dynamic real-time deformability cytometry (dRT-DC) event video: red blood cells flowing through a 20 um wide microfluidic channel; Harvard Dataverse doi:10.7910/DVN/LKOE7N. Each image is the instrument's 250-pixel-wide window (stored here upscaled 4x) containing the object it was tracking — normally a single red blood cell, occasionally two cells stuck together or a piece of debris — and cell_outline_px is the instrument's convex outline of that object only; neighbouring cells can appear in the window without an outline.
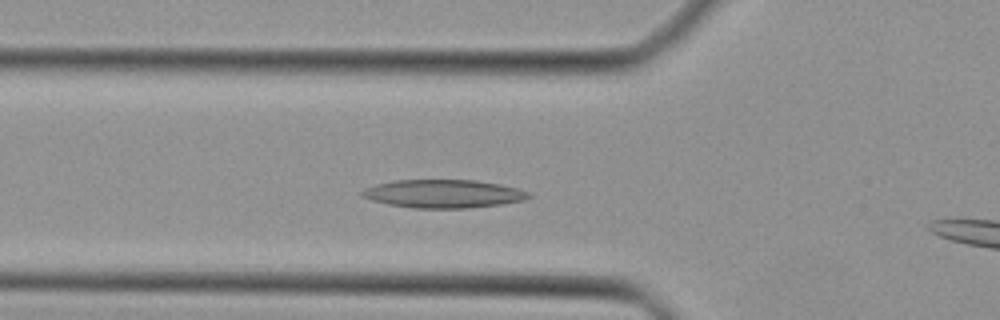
{"species": "Egyptian fruit bat (a non-hibernating species)", "species_latin": "Rousettus aegyptiacus", "temperature_condition": "cold", "stored_images_in_passage": 28, "camera_frame_rate_fps": 3000, "um_per_image_px": 0.085, "animal": {"sex": "female"}, "frame": {"image": 1, "passage_image": 6, "time_ms": 1.667, "image_size_px": [1000, 320], "cell_outline_px": [[532, 196], [524, 200], [500, 204], [468, 208], [412, 208], [388, 204], [372, 200], [360, 196], [360, 192], [364, 188], [376, 184], [392, 180], [476, 180], [500, 184], [516, 188], [528, 192]], "centroid_in_image_um": [37.65, 16.46], "position_along_channel_um": 88.2, "area_um2": 27.46}}
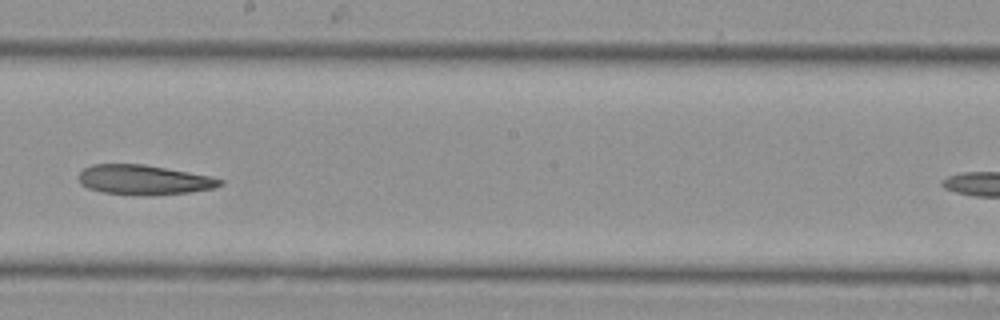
{"frame": {"image": 2, "passage_image": 16, "time_ms": 5.0, "image_size_px": [1000, 320], "cell_outline_px": [[224, 184], [216, 188], [188, 192], [104, 192], [88, 188], [80, 184], [80, 172], [84, 168], [92, 164], [144, 164], [188, 172], [208, 176], [224, 180]], "centroid_in_image_um": [12.23, 15.23], "position_along_channel_um": 236.0, "area_um2": 23.18}}
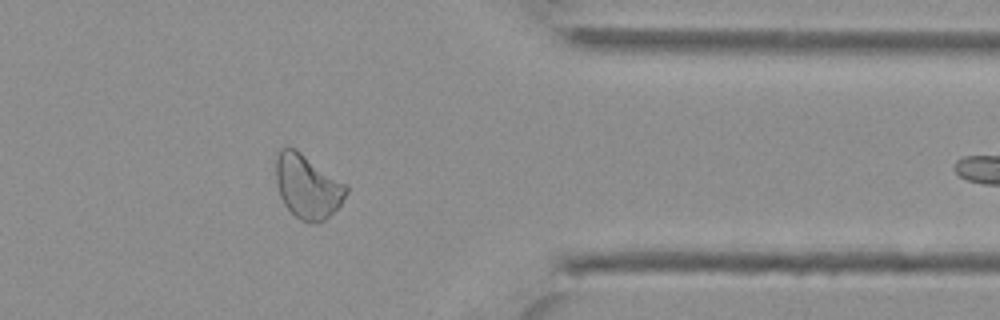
{"frame": {"image": 3, "passage_image": 27, "time_ms": 8.667, "image_size_px": [1000, 320], "cell_outline_px": [[348, 192], [340, 204], [320, 224], [308, 224], [300, 220], [284, 204], [280, 196], [276, 184], [276, 156], [280, 148], [296, 148], [348, 184]], "centroid_in_image_um": [26.15, 15.85], "position_along_channel_um": 385.3, "area_um2": 26.53}}